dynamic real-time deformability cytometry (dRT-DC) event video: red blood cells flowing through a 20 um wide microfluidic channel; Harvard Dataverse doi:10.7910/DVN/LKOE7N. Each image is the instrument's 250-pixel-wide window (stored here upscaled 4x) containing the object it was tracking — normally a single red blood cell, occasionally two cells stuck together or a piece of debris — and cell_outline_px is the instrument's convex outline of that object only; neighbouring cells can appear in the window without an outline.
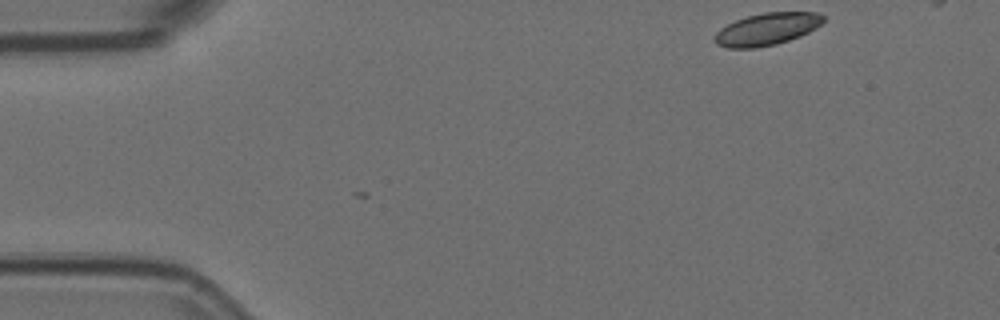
{"species": "Egyptian fruit bat (a non-hibernating species)", "species_latin": "Rousettus aegyptiacus", "temperature_condition": "room temperature", "stored_images_in_passage": 2, "camera_frame_rate_fps": 3000, "um_per_image_px": 0.085, "animal": {"sex": "female"}, "frame": {"image": 1, "passage_image": 1, "time_ms": 0.0, "image_size_px": [1000, 320], "cell_outline_px": [[824, 20], [816, 28], [800, 36], [776, 44], [756, 48], [728, 48], [716, 44], [716, 32], [720, 28], [736, 20], [748, 16], [764, 12], [816, 12], [824, 16]], "centroid_in_image_um": [65.2, 2.47], "position_along_channel_um": 19.8, "area_um2": 20.23}}